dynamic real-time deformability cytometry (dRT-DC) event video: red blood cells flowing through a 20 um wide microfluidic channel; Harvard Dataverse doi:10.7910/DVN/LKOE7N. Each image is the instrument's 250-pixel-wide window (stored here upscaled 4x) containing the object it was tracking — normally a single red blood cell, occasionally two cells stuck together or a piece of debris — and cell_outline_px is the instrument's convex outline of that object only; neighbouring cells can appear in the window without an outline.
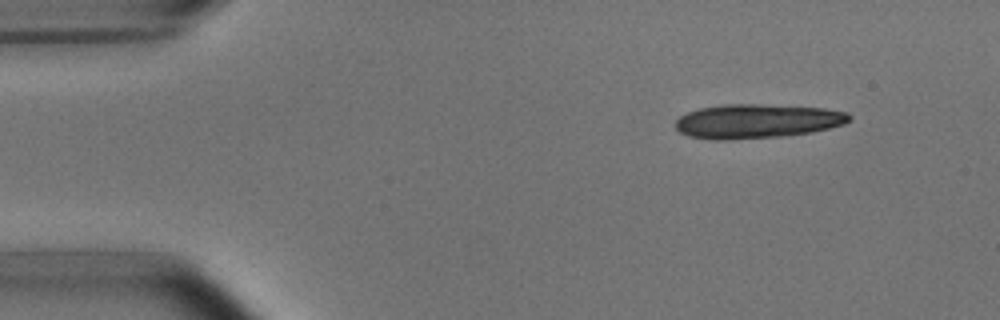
{"species": "common noctule bat (a hibernating species)", "species_latin": "Nyctalus noctula", "temperature_condition": "room temperature", "stored_images_in_passage": 6, "segment_of_instrument_passage": [2, 2], "camera_frame_rate_fps": 3000, "um_per_image_px": 0.085, "animal": {"sex": "male", "body_mass_g": 15.6}, "frame": {"image": 1, "passage_image": 6, "time_ms": 6.333, "image_size_px": [1000, 320], "cell_outline_px": [[852, 120], [844, 124], [812, 132], [784, 136], [728, 140], [712, 140], [688, 136], [680, 132], [676, 128], [676, 120], [680, 116], [688, 112], [700, 108], [724, 104], [760, 104], [824, 108], [848, 112], [852, 116]], "centroid_in_image_um": [64.36, 10.3], "position_along_channel_um": 20.6, "area_um2": 34.85}}